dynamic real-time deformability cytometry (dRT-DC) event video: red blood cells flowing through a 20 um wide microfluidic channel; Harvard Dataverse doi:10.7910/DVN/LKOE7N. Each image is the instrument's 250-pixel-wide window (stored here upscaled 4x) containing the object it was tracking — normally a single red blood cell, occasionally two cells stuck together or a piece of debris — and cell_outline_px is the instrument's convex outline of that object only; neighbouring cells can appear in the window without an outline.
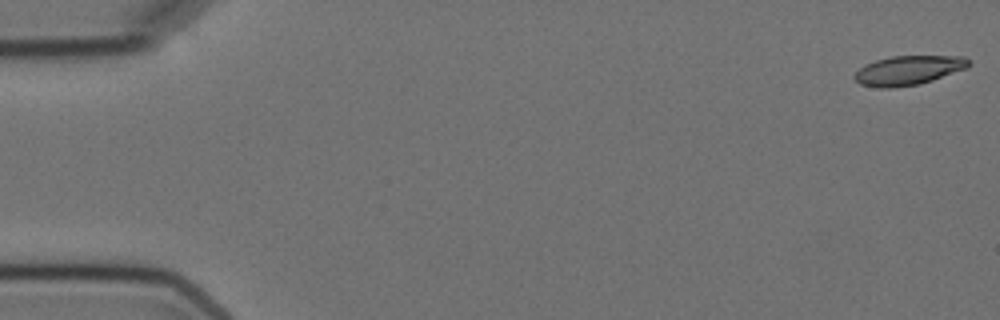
{"species": "Egyptian fruit bat (a non-hibernating species)", "species_latin": "Rousettus aegyptiacus", "temperature_condition": "cold", "stored_images_in_passage": 8, "camera_frame_rate_fps": 3000, "um_per_image_px": 0.085, "animal": {"sex": "female"}, "frame": {"image": 1, "passage_image": 1, "time_ms": 0.0, "image_size_px": [1000, 320], "cell_outline_px": [[972, 64], [968, 68], [920, 84], [892, 88], [880, 88], [860, 84], [852, 76], [864, 64], [876, 60], [892, 56], [964, 56]], "centroid_in_image_um": [77.22, 5.98], "position_along_channel_um": 7.8, "area_um2": 19.59}}
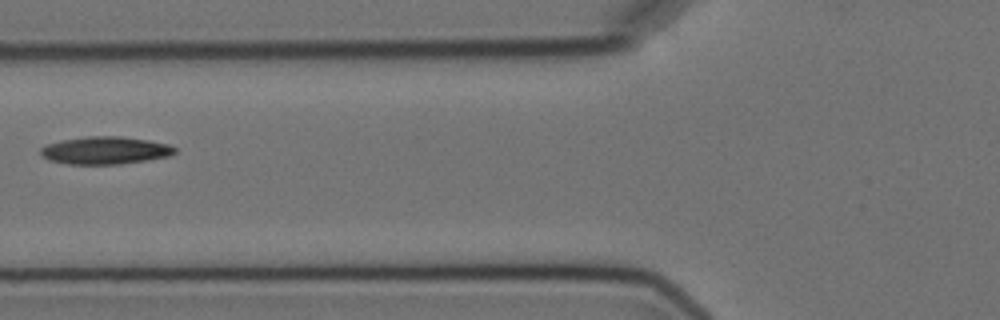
{"frame": {"image": 2, "passage_image": 7, "time_ms": 7.0, "image_size_px": [1000, 320], "cell_outline_px": [[176, 152], [168, 156], [120, 164], [68, 164], [48, 160], [40, 152], [40, 148], [48, 144], [60, 140], [88, 136], [120, 136], [148, 140], [168, 144], [176, 148]], "centroid_in_image_um": [8.92, 12.78], "position_along_channel_um": 116.9, "area_um2": 21.44}}
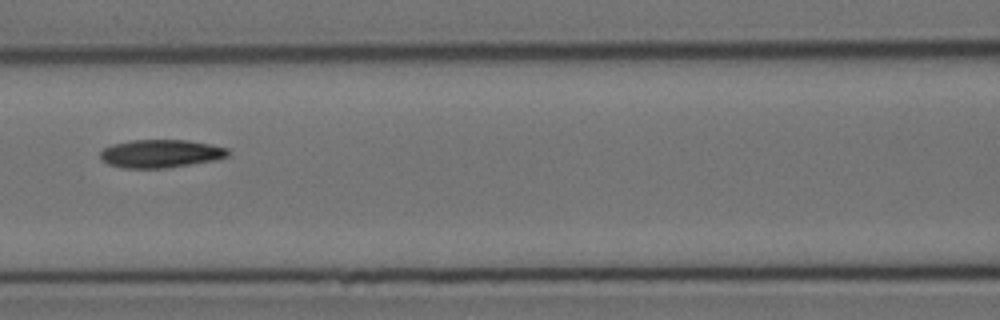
{"frame": {"image": 3, "passage_image": 8, "time_ms": 8.0, "image_size_px": [1000, 320], "cell_outline_px": [[232, 152], [228, 156], [216, 160], [164, 168], [124, 168], [108, 164], [100, 160], [100, 152], [104, 148], [112, 144], [132, 140], [188, 140], [212, 144], [228, 148]], "centroid_in_image_um": [13.68, 13.05], "position_along_channel_um": 152.9, "area_um2": 21.1}}